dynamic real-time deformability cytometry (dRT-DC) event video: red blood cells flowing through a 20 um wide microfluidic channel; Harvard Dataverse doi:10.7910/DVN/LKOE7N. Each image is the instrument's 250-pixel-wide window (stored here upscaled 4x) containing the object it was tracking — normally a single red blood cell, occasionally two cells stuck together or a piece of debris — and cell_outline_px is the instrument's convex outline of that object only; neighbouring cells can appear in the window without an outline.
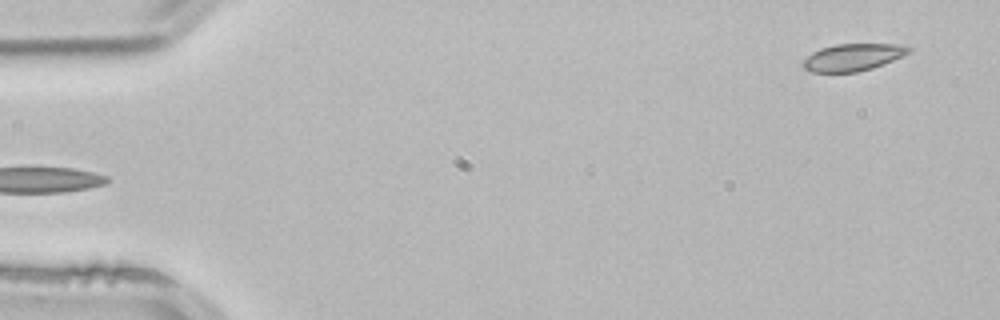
{"species": "common noctule bat (a hibernating species)", "species_latin": "Nyctalus noctula", "temperature_condition": "room temperature", "stored_images_in_passage": 3, "camera_frame_rate_fps": 3000, "um_per_image_px": 0.085, "animal": {"sex": "male", "body_mass_g": 21.5, "forearm_length_mm": 52.0}, "frame": {"image": 1, "passage_image": 3, "time_ms": 0.667, "image_size_px": [1000, 320], "cell_outline_px": [[912, 52], [872, 68], [856, 72], [812, 72], [804, 68], [800, 64], [812, 52], [820, 48], [836, 44], [908, 44], [912, 48]], "centroid_in_image_um": [72.52, 4.85], "position_along_channel_um": 12.5, "area_um2": 16.82}}